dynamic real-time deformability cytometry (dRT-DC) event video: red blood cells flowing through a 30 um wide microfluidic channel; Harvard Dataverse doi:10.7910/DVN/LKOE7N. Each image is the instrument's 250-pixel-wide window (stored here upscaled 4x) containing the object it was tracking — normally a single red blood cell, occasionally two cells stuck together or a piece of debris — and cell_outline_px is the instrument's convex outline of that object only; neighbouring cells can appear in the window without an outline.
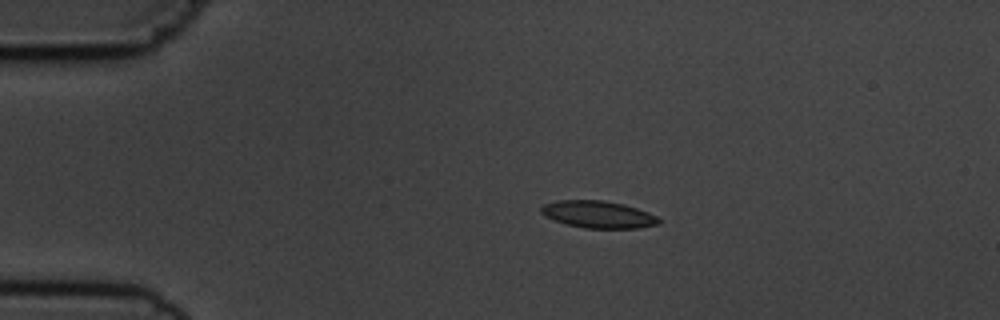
{"species": "common noctule bat (a hibernating species)", "species_latin": "Nyctalus noctula", "temperature_condition": "cold", "stored_images_in_passage": 5, "camera_frame_rate_fps": 3000, "um_per_image_px": 0.085, "animal": {"sex": "male", "body_mass_g": 19.5, "forearm_length_mm": 54.6}, "frame": {"image": 1, "passage_image": 3, "time_ms": 2.333, "image_size_px": [1000, 320], "cell_outline_px": [[664, 220], [660, 224], [640, 228], [584, 228], [564, 224], [544, 216], [540, 212], [540, 208], [544, 204], [556, 200], [604, 200], [624, 204], [648, 212]], "centroid_in_image_um": [50.85, 18.23], "position_along_channel_um": 34.1, "area_um2": 18.9}}
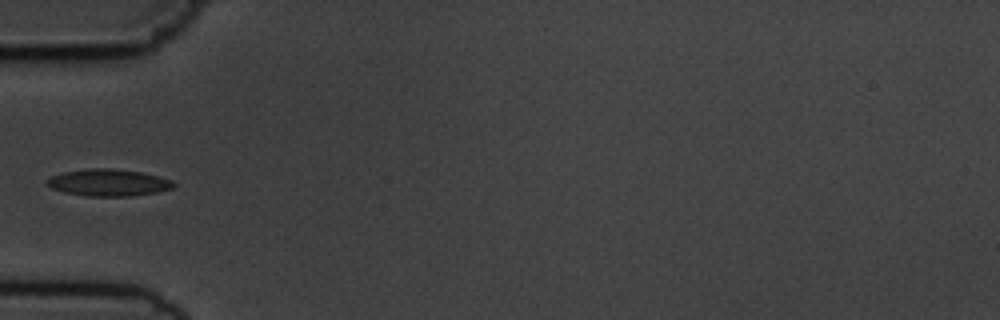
{"frame": {"image": 2, "passage_image": 5, "time_ms": 4.667, "image_size_px": [1000, 320], "cell_outline_px": [[176, 184], [172, 188], [156, 192], [132, 196], [88, 196], [68, 192], [52, 188], [44, 184], [44, 180], [60, 172], [88, 168], [112, 168], [140, 172], [172, 180]], "centroid_in_image_um": [9.17, 15.51], "position_along_channel_um": 75.8, "area_um2": 19.83}}